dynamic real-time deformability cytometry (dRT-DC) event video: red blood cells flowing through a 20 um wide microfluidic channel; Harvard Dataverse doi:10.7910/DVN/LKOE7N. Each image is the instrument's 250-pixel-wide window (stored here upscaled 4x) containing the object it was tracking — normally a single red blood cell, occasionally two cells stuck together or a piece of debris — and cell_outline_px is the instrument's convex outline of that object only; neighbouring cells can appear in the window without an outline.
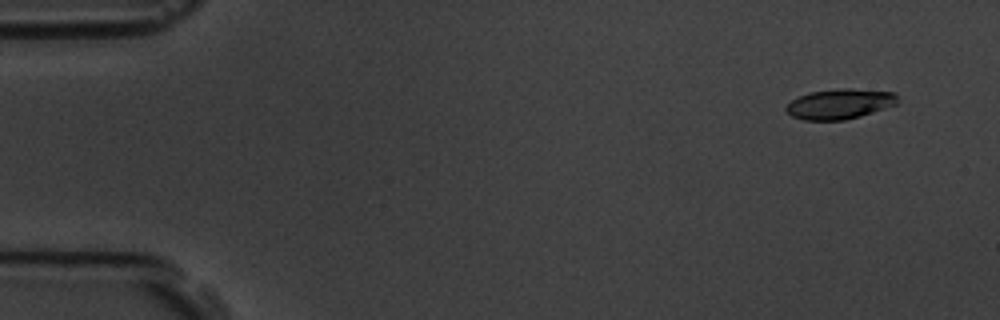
{"species": "common noctule bat (a hibernating species)", "species_latin": "Nyctalus noctula", "temperature_condition": "room temperature", "stored_images_in_passage": 6, "camera_frame_rate_fps": 3000, "um_per_image_px": 0.085, "animal": {"sex": "male", "body_mass_g": 19.5, "forearm_length_mm": 54.6}, "frame": {"image": 1, "passage_image": 1, "time_ms": 0.0, "image_size_px": [1000, 320], "cell_outline_px": [[896, 104], [860, 116], [844, 120], [804, 120], [792, 116], [784, 108], [792, 100], [800, 96], [812, 92], [840, 88], [848, 88], [896, 92]], "centroid_in_image_um": [71.37, 8.83], "position_along_channel_um": 13.6, "area_um2": 19.31}}
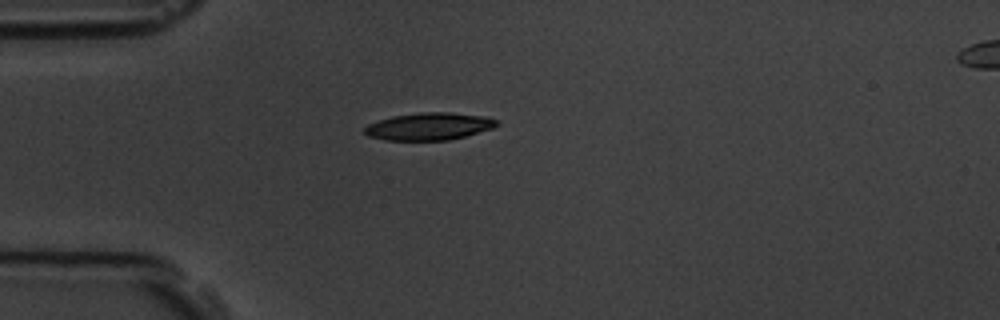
{"frame": {"image": 2, "passage_image": 4, "time_ms": 3.667, "image_size_px": [1000, 320], "cell_outline_px": [[500, 124], [492, 128], [464, 136], [448, 140], [384, 140], [368, 136], [364, 132], [364, 128], [368, 124], [392, 116], [420, 112], [452, 112], [488, 116], [500, 120]], "centroid_in_image_um": [36.51, 10.73], "position_along_channel_um": 48.5, "area_um2": 21.21}}
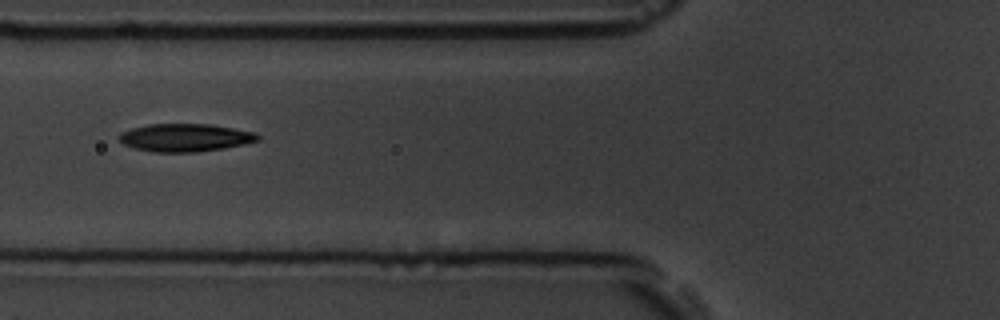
{"frame": {"image": 3, "passage_image": 6, "time_ms": 5.667, "image_size_px": [1000, 320], "cell_outline_px": [[260, 140], [244, 144], [224, 148], [196, 152], [152, 152], [136, 148], [124, 144], [116, 136], [120, 132], [132, 128], [148, 124], [212, 124], [256, 132], [260, 136]], "centroid_in_image_um": [15.75, 11.69], "position_along_channel_um": 110.0, "area_um2": 22.66}}